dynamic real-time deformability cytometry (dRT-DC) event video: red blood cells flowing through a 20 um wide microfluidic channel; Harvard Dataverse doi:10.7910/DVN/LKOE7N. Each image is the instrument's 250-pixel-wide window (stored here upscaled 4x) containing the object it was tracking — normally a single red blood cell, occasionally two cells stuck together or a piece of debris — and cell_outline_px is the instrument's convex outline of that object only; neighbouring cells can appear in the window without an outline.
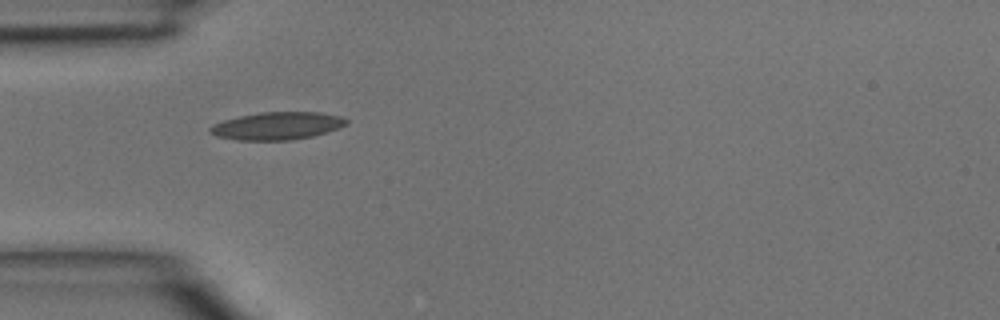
{"species": "common noctule bat (a hibernating species)", "species_latin": "Nyctalus noctula", "temperature_condition": "room temperature", "stored_images_in_passage": 6, "camera_frame_rate_fps": 3000, "um_per_image_px": 0.085, "animal": {"sex": "male", "body_mass_g": 15.6}, "frame": {"image": 1, "passage_image": 5, "time_ms": 1.333, "image_size_px": [1000, 320], "cell_outline_px": [[348, 124], [328, 132], [312, 136], [288, 140], [236, 140], [216, 136], [208, 132], [208, 128], [212, 124], [224, 120], [240, 116], [260, 112], [320, 112], [340, 116], [348, 120]], "centroid_in_image_um": [23.54, 10.7], "position_along_channel_um": 61.5, "area_um2": 22.02}}
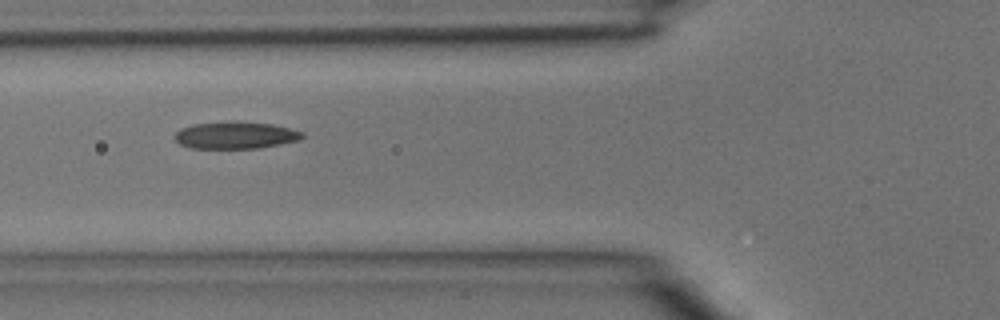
{"frame": {"image": 2, "passage_image": 6, "time_ms": 1.667, "image_size_px": [1000, 320], "cell_outline_px": [[304, 136], [300, 140], [260, 148], [192, 148], [180, 144], [176, 140], [176, 132], [180, 128], [192, 124], [232, 120], [272, 124], [304, 132]], "centroid_in_image_um": [20.03, 11.48], "position_along_channel_um": 105.8, "area_um2": 20.29}}